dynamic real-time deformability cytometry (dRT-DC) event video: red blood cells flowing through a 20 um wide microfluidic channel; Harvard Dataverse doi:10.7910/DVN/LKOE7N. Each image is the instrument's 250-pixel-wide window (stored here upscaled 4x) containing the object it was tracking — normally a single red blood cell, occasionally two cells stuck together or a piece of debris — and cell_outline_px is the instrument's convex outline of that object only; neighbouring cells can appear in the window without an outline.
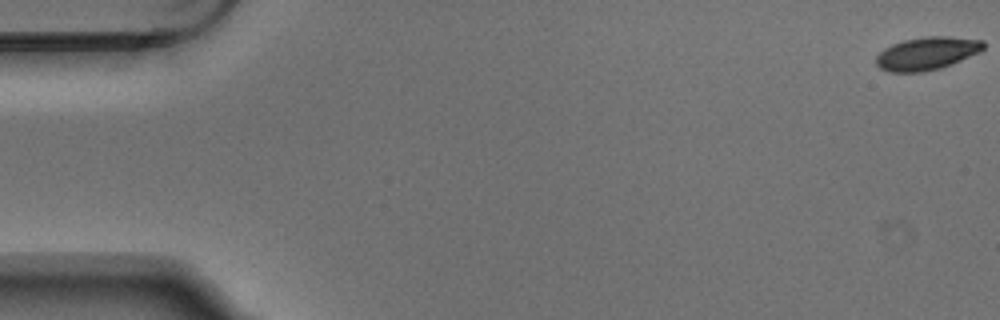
{"species": "Egyptian fruit bat (a non-hibernating species)", "species_latin": "Rousettus aegyptiacus", "temperature_condition": "warm", "stored_images_in_passage": 6, "camera_frame_rate_fps": 3000, "um_per_image_px": 0.085, "animal": {"sex": "male"}, "frame": {"image": 1, "passage_image": 1, "time_ms": 0.0, "image_size_px": [1000, 320], "cell_outline_px": [[984, 48], [980, 52], [952, 64], [940, 68], [920, 72], [888, 72], [880, 68], [876, 64], [876, 56], [884, 48], [892, 44], [904, 40], [928, 36], [948, 36], [984, 40]], "centroid_in_image_um": [78.79, 4.54], "position_along_channel_um": 6.2, "area_um2": 20.63}}
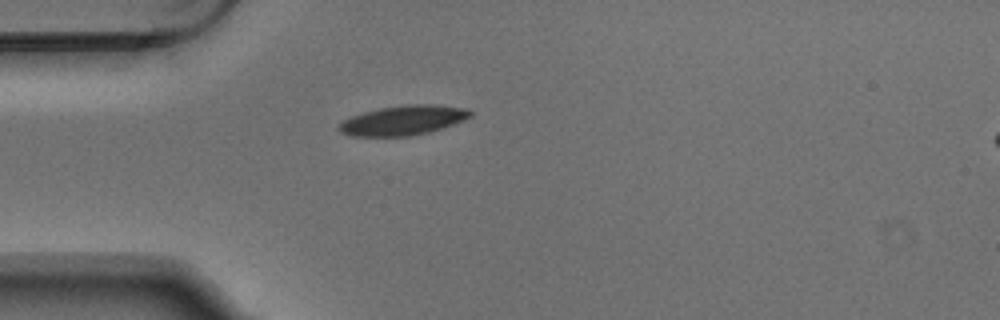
{"frame": {"image": 2, "passage_image": 5, "time_ms": 1.333, "image_size_px": [1000, 320], "cell_outline_px": [[472, 116], [452, 124], [428, 132], [408, 136], [352, 136], [340, 132], [336, 128], [344, 120], [352, 116], [364, 112], [380, 108], [408, 104], [432, 104], [468, 108], [472, 112]], "centroid_in_image_um": [34.26, 10.22], "position_along_channel_um": 50.7, "area_um2": 22.48}}